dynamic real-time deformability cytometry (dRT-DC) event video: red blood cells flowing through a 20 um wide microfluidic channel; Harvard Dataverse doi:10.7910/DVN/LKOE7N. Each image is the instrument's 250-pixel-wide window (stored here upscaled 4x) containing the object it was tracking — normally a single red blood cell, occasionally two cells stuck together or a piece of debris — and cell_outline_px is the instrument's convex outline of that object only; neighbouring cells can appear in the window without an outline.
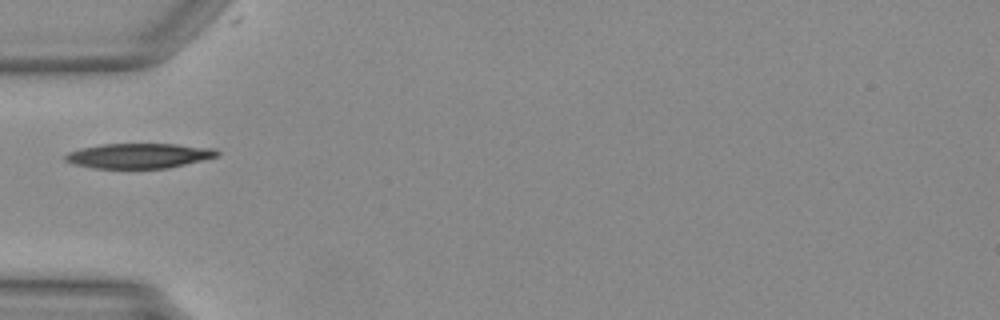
{"species": "Egyptian fruit bat (a non-hibernating species)", "species_latin": "Rousettus aegyptiacus", "temperature_condition": "warm", "stored_images_in_passage": 35, "camera_frame_rate_fps": 3000, "um_per_image_px": 0.085, "animal": {"sex": "female"}, "frame": {"image": 1, "passage_image": 1, "time_ms": 0.0, "image_size_px": [1000, 320], "cell_outline_px": [[220, 152], [216, 156], [168, 168], [92, 168], [72, 164], [64, 160], [64, 156], [68, 152], [80, 148], [100, 144], [176, 144], [216, 148]], "centroid_in_image_um": [11.75, 13.23], "position_along_channel_um": 73.2, "area_um2": 22.08}}
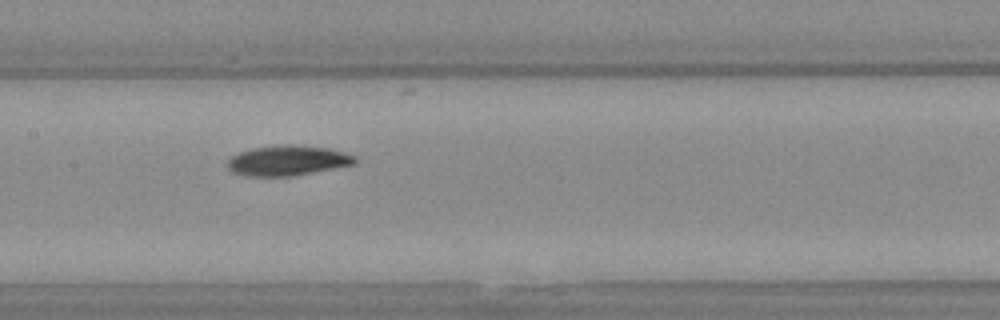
{"frame": {"image": 2, "passage_image": 9, "time_ms": 2.667, "image_size_px": [1000, 320], "cell_outline_px": [[356, 164], [292, 176], [244, 176], [232, 172], [228, 168], [228, 160], [232, 156], [240, 152], [252, 148], [284, 144], [332, 148], [356, 156]], "centroid_in_image_um": [24.46, 13.64], "position_along_channel_um": 182.9, "area_um2": 22.43}}
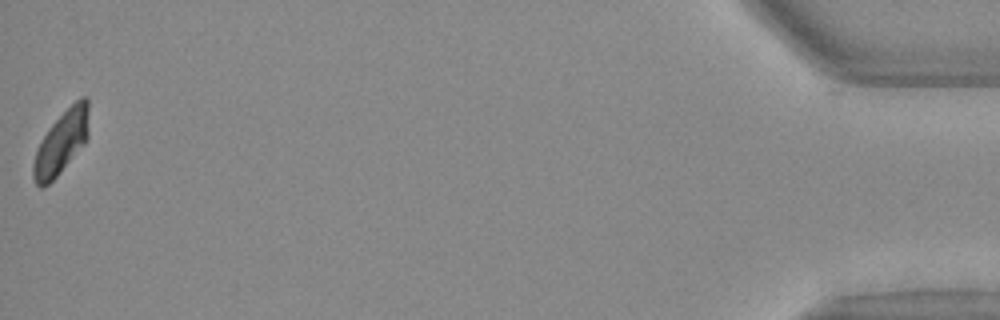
{"frame": {"image": 3, "passage_image": 34, "time_ms": 11.0, "image_size_px": [1000, 320], "cell_outline_px": [[88, 136], [84, 144], [56, 176], [44, 188], [40, 188], [36, 184], [32, 176], [32, 164], [40, 140], [48, 128], [80, 96], [88, 96]], "centroid_in_image_um": [5.2, 12.11], "position_along_channel_um": 430.0, "area_um2": 20.23}}